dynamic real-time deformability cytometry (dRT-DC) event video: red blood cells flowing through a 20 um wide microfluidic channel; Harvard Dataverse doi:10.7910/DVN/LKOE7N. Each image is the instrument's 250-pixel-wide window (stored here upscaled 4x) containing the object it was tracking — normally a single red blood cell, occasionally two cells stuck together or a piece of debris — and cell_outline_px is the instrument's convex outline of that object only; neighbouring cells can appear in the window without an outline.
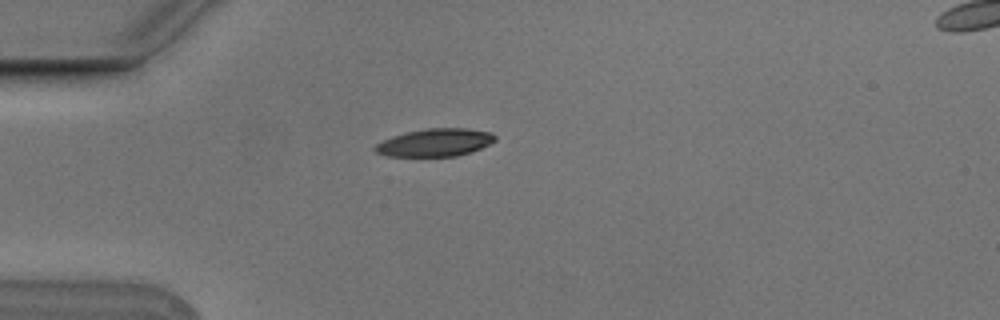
{"species": "Egyptian fruit bat (a non-hibernating species)", "species_latin": "Rousettus aegyptiacus", "temperature_condition": "cold", "stored_images_in_passage": 2, "segment_of_instrument_passage": [1, 2], "camera_frame_rate_fps": 3000, "um_per_image_px": 0.085, "animal": {"sex": "male"}, "frame": {"image": 1, "passage_image": 1, "time_ms": 0.0, "image_size_px": [1000, 320], "cell_outline_px": [[496, 140], [480, 148], [456, 156], [388, 156], [376, 152], [372, 148], [376, 144], [392, 136], [408, 132], [428, 128], [468, 128], [492, 132], [496, 136]], "centroid_in_image_um": [36.98, 12.11], "position_along_channel_um": 48.0, "area_um2": 19.25}}